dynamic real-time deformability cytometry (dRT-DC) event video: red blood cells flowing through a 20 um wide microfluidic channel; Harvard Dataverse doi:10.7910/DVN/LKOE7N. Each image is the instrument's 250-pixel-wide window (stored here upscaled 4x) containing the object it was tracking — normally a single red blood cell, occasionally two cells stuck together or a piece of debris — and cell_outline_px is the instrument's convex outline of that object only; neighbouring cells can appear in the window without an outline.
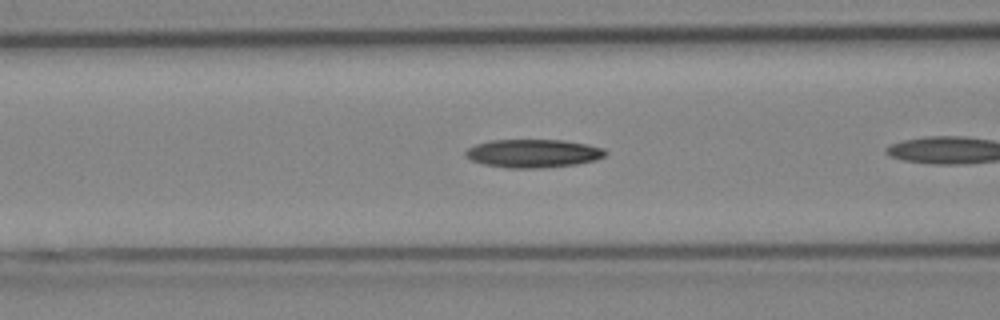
{"species": "Egyptian fruit bat (a non-hibernating species)", "species_latin": "Rousettus aegyptiacus", "temperature_condition": "cold", "stored_images_in_passage": 8, "camera_frame_rate_fps": 3000, "um_per_image_px": 0.085, "animal": {"sex": "female"}, "frame": {"image": 1, "passage_image": 6, "time_ms": 1.667, "image_size_px": [1000, 320], "cell_outline_px": [[608, 152], [604, 156], [596, 160], [576, 164], [540, 168], [508, 168], [484, 164], [472, 160], [464, 152], [468, 148], [476, 144], [492, 140], [564, 140], [604, 148]], "centroid_in_image_um": [45.34, 13.04], "position_along_channel_um": 121.3, "area_um2": 22.89}}